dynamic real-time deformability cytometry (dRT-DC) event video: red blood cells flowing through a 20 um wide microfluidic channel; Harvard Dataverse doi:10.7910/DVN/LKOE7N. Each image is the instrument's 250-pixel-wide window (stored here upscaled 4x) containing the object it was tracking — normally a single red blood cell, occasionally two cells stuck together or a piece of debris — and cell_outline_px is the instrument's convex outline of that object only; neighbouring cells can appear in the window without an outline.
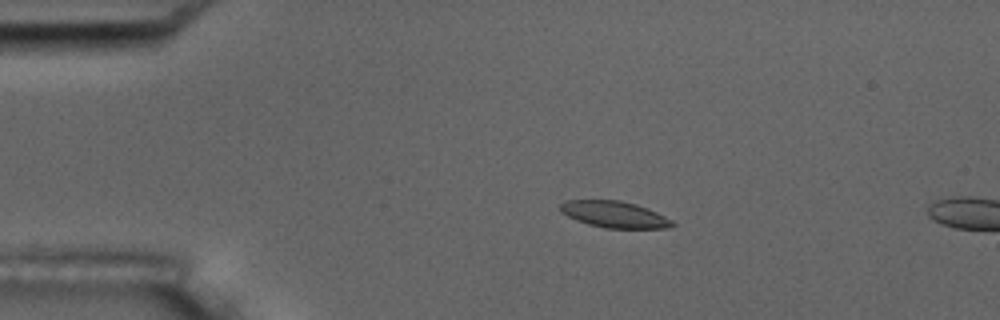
{"species": "common noctule bat (a hibernating species)", "species_latin": "Nyctalus noctula", "temperature_condition": "room temperature", "stored_images_in_passage": 5, "camera_frame_rate_fps": 3000, "um_per_image_px": 0.085, "animal": {"sex": "male", "body_mass_g": 17.5, "forearm_length_mm": 52.3}, "frame": {"image": 1, "passage_image": 4, "time_ms": 3.333, "image_size_px": [1000, 320], "cell_outline_px": [[676, 224], [668, 228], [604, 228], [588, 224], [576, 220], [560, 212], [560, 204], [568, 200], [620, 200], [636, 204], [648, 208], [672, 220]], "centroid_in_image_um": [52.22, 18.22], "position_along_channel_um": 32.8, "area_um2": 17.28}}